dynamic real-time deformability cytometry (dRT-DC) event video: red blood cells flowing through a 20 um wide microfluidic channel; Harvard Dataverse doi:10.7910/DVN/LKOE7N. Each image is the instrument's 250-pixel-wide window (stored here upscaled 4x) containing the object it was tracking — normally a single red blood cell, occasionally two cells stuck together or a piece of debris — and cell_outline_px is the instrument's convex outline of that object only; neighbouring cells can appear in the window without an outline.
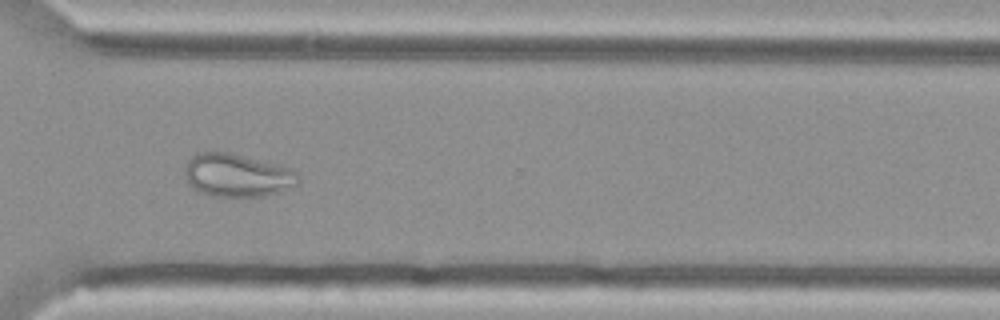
{"species": "Egyptian fruit bat (a non-hibernating species)", "species_latin": "Rousettus aegyptiacus", "temperature_condition": "cold", "stored_images_in_passage": 52, "camera_frame_rate_fps": 3000, "um_per_image_px": 0.085, "animal": {"sex": "female"}, "frame": {"image": 1, "passage_image": 37, "time_ms": 12.0, "image_size_px": [1000, 320], "cell_outline_px": [[300, 180], [296, 184], [276, 192], [264, 196], [212, 196], [200, 192], [192, 188], [188, 184], [184, 172], [184, 168], [188, 160], [196, 152], [228, 152], [288, 168], [296, 172], [300, 176]], "centroid_in_image_um": [20.08, 14.9], "position_along_channel_um": 350.5, "area_um2": 28.09}}